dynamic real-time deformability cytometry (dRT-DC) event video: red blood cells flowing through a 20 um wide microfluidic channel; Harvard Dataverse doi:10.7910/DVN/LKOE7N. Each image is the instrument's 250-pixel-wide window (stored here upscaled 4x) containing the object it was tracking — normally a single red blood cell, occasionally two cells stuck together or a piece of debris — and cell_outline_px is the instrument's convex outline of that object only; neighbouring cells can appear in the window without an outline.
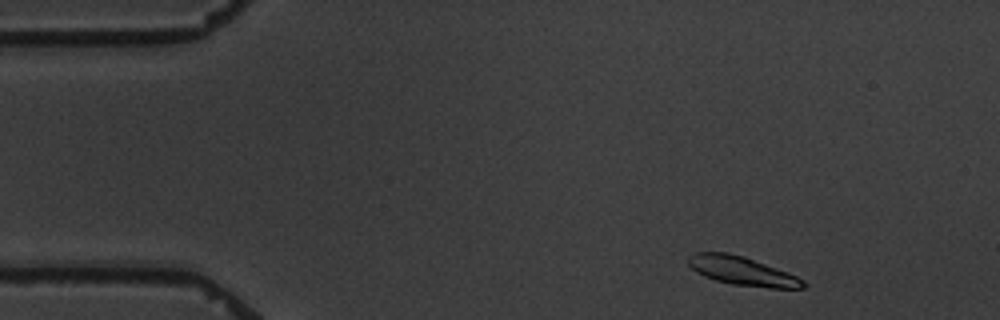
{"species": "common noctule bat (a hibernating species)", "species_latin": "Nyctalus noctula", "temperature_condition": "warm", "stored_images_in_passage": 3, "camera_frame_rate_fps": 3000, "um_per_image_px": 0.085, "animal": {"sex": "male", "body_mass_g": 19.5, "forearm_length_mm": 54.6}, "frame": {"image": 1, "passage_image": 1, "time_ms": 0.0, "image_size_px": [1000, 320], "cell_outline_px": [[808, 284], [804, 288], [772, 288], [732, 284], [716, 280], [704, 276], [696, 272], [688, 264], [688, 256], [696, 252], [728, 252], [744, 256], [788, 272], [804, 280]], "centroid_in_image_um": [63.09, 23.03], "position_along_channel_um": 21.9, "area_um2": 19.25}}
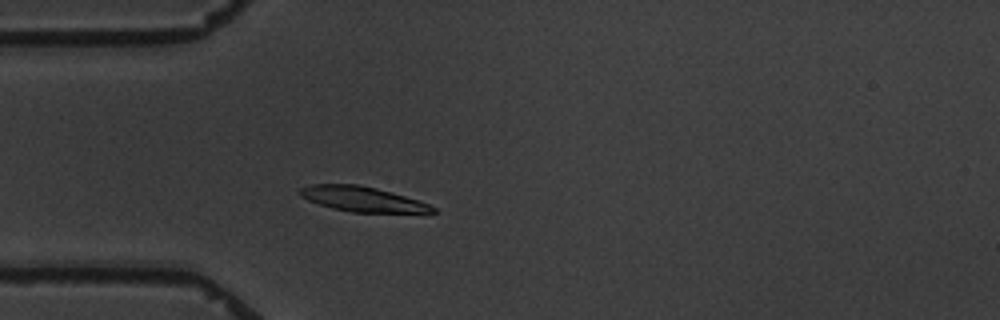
{"frame": {"image": 2, "passage_image": 3, "time_ms": 3.0, "image_size_px": [1000, 320], "cell_outline_px": [[436, 212], [352, 212], [332, 208], [308, 200], [300, 196], [300, 188], [312, 184], [356, 184], [376, 188], [392, 192], [428, 204], [436, 208]], "centroid_in_image_um": [30.76, 16.91], "position_along_channel_um": 54.2, "area_um2": 18.96}}